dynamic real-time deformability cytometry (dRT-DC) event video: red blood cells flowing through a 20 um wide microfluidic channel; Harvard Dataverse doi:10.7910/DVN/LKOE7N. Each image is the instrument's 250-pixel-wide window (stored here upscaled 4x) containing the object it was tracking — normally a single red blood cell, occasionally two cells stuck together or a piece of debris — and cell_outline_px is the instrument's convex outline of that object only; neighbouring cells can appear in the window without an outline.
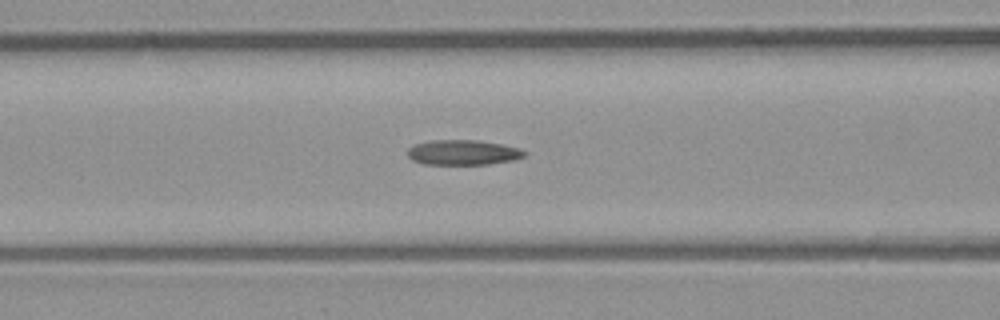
{"species": "common noctule bat (a hibernating species)", "species_latin": "Nyctalus noctula", "temperature_condition": "room temperature", "stored_images_in_passage": 8, "camera_frame_rate_fps": 3000, "um_per_image_px": 0.085, "animal": {"sex": "male", "body_mass_g": 23.1, "forearm_length_mm": 52.7}, "frame": {"image": 1, "passage_image": 5, "time_ms": 1.333, "image_size_px": [1000, 320], "cell_outline_px": [[528, 152], [524, 156], [512, 160], [488, 164], [424, 164], [412, 160], [408, 156], [408, 148], [412, 144], [428, 140], [480, 140], [520, 148]], "centroid_in_image_um": [39.32, 12.95], "position_along_channel_um": 127.3, "area_um2": 17.17}}